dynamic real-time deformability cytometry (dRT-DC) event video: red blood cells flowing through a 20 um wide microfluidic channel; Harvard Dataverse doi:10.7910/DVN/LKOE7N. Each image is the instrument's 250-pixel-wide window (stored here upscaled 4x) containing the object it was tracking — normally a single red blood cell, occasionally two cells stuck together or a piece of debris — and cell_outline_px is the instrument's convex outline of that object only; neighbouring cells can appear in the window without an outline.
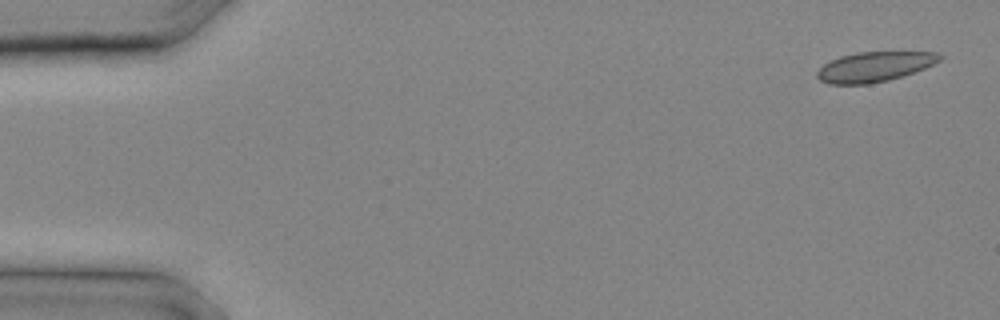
{"species": "common noctule bat (a hibernating species)", "species_latin": "Nyctalus noctula", "temperature_condition": "cold", "stored_images_in_passage": 9, "camera_frame_rate_fps": 3000, "um_per_image_px": 0.085, "animal": {"sex": "male", "body_mass_g": 20.4}, "frame": {"image": 1, "passage_image": 1, "time_ms": 0.0, "image_size_px": [1000, 320], "cell_outline_px": [[944, 56], [940, 60], [924, 68], [888, 80], [868, 84], [828, 84], [820, 80], [816, 76], [816, 72], [824, 64], [840, 56], [856, 52], [936, 52]], "centroid_in_image_um": [74.29, 5.67], "position_along_channel_um": 10.7, "area_um2": 21.15}}